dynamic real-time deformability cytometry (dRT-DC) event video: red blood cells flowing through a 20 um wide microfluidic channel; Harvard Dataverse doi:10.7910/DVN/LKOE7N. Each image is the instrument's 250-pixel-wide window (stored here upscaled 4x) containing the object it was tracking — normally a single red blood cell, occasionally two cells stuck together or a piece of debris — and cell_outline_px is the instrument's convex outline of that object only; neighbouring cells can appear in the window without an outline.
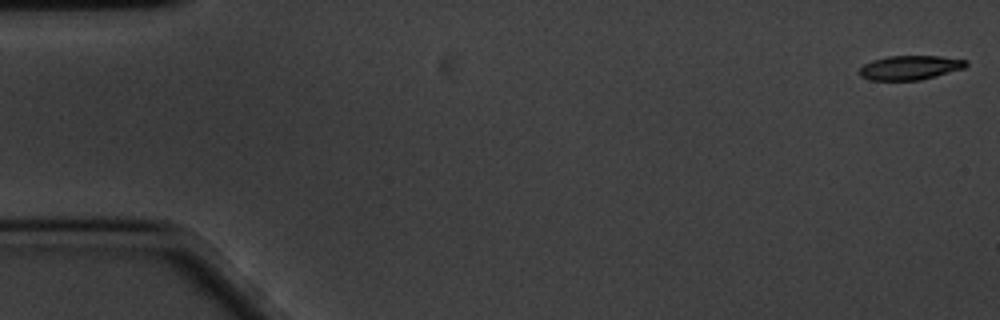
{"species": "common noctule bat (a hibernating species)", "species_latin": "Nyctalus noctula", "temperature_condition": "cold", "stored_images_in_passage": 59, "camera_frame_rate_fps": 3000, "um_per_image_px": 0.085, "animal": {"sex": "male", "body_mass_g": 20.1, "forearm_length_mm": 53.5}, "frame": {"image": 1, "passage_image": 1, "time_ms": 0.0, "image_size_px": [1000, 320], "cell_outline_px": [[968, 64], [964, 68], [936, 76], [920, 80], [872, 80], [860, 76], [860, 68], [864, 64], [872, 60], [888, 56], [940, 56], [968, 60]], "centroid_in_image_um": [77.37, 5.74], "position_along_channel_um": 7.6, "area_um2": 15.03}}
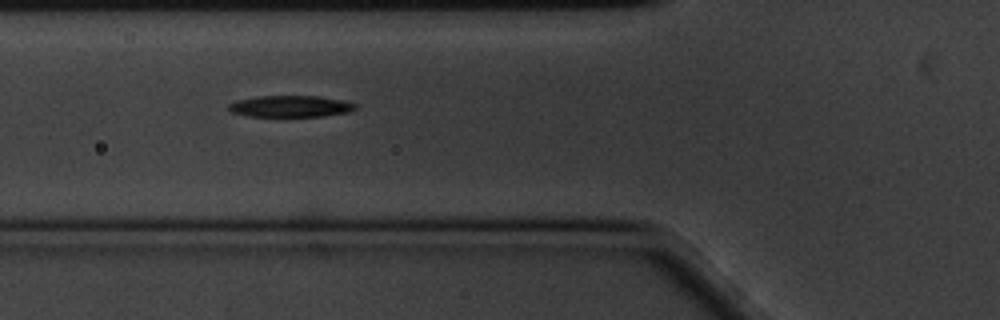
{"frame": {"image": 2, "passage_image": 21, "time_ms": 6.667, "image_size_px": [1000, 320], "cell_outline_px": [[356, 108], [348, 112], [324, 116], [244, 116], [232, 112], [228, 108], [228, 104], [236, 100], [256, 96], [320, 96], [340, 100], [356, 104]], "centroid_in_image_um": [24.64, 9.03], "position_along_channel_um": 101.2, "area_um2": 15.84}}
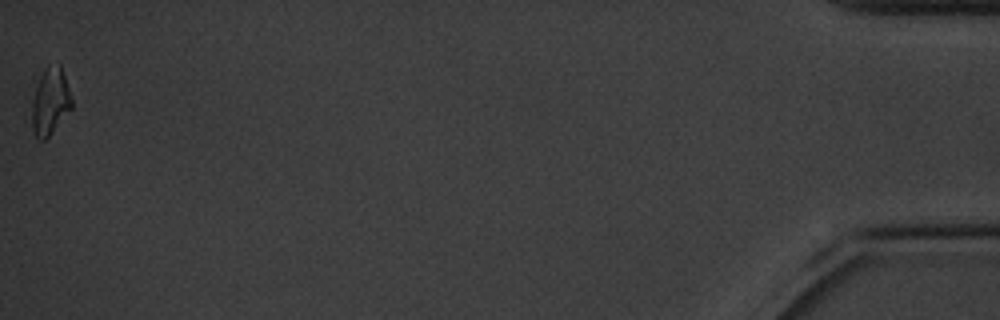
{"frame": {"image": 3, "passage_image": 59, "time_ms": 19.333, "image_size_px": [1000, 320], "cell_outline_px": [[72, 108], [48, 136], [44, 140], [40, 140], [32, 132], [32, 100], [40, 76], [48, 68], [60, 64], [72, 100]], "centroid_in_image_um": [4.26, 8.68], "position_along_channel_um": 430.9, "area_um2": 14.97}, "authors_computed_cell_mechanics": {"area_um2": 16.0106, "velocity_mm_per_s": 3.3678, "shape_relaxation_time_tau1_ms": 2.789, "shape_relaxation_time_tau2_ms": null, "deformation_change_tau1": 0.1436, "deformation_change_tau2": null}}